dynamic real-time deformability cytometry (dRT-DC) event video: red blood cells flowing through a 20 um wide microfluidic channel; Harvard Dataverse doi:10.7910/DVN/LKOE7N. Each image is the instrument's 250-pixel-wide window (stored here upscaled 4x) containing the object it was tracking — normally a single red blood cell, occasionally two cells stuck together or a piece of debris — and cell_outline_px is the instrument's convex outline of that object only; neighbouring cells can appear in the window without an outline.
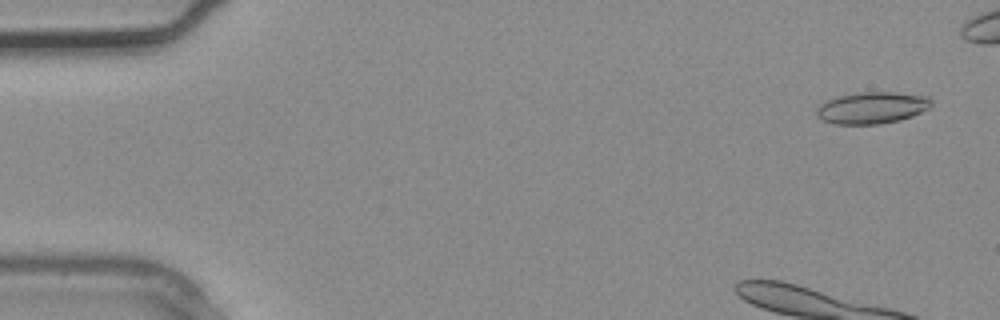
{"species": "common noctule bat (a hibernating species)", "species_latin": "Nyctalus noctula", "temperature_condition": "warm", "stored_images_in_passage": 4, "camera_frame_rate_fps": 3000, "um_per_image_px": 0.085, "animal": {"sex": "male", "body_mass_g": 20.4}, "frame": {"image": 1, "passage_image": 1, "time_ms": 0.0, "image_size_px": [1000, 320], "cell_outline_px": [[932, 104], [928, 108], [912, 116], [900, 120], [880, 124], [836, 124], [824, 120], [816, 116], [816, 108], [824, 100], [840, 96], [864, 92], [892, 92], [928, 96], [932, 100]], "centroid_in_image_um": [74.11, 9.16], "position_along_channel_um": 10.9, "area_um2": 21.15}}